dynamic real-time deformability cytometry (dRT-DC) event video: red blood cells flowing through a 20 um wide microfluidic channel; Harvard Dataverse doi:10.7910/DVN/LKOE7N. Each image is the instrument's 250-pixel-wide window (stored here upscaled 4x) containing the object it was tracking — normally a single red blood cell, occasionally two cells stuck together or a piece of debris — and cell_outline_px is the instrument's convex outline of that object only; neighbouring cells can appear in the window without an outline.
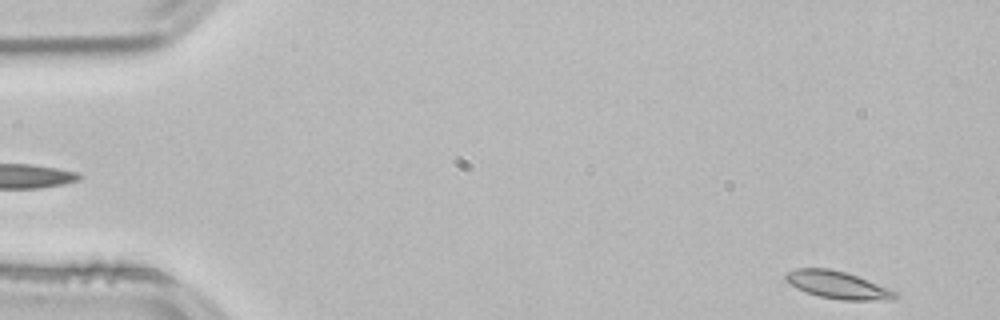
{"species": "common noctule bat (a hibernating species)", "species_latin": "Nyctalus noctula", "temperature_condition": "room temperature", "stored_images_in_passage": 52, "camera_frame_rate_fps": 3000, "um_per_image_px": 0.085, "animal": {"sex": "male", "body_mass_g": 21.5, "forearm_length_mm": 52.0}, "frame": {"image": 1, "passage_image": 2, "time_ms": 0.333, "image_size_px": [1000, 320], "cell_outline_px": [[900, 296], [892, 300], [840, 300], [820, 296], [796, 288], [784, 280], [784, 276], [788, 272], [796, 268], [828, 268], [844, 272], [856, 276], [896, 292]], "centroid_in_image_um": [71.17, 24.22], "position_along_channel_um": 13.8, "area_um2": 17.22}}
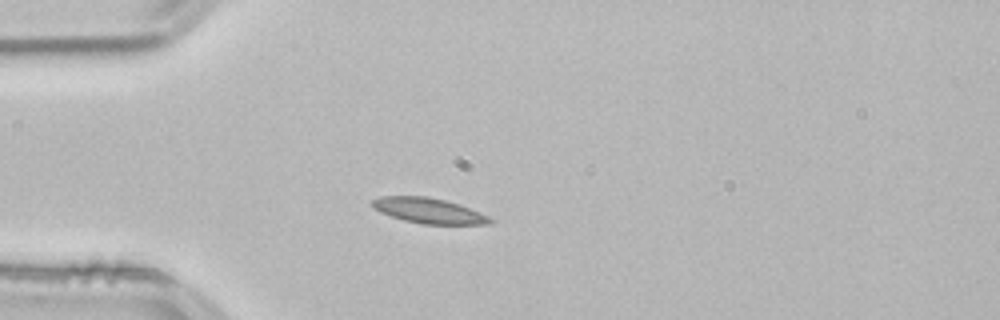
{"frame": {"image": 2, "passage_image": 13, "time_ms": 4.0, "image_size_px": [1000, 320], "cell_outline_px": [[496, 220], [492, 224], [420, 224], [404, 220], [380, 212], [372, 208], [368, 204], [372, 200], [380, 196], [428, 196], [460, 204], [488, 216]], "centroid_in_image_um": [36.42, 17.9], "position_along_channel_um": 48.6, "area_um2": 17.57}, "authors_computed_cell_mechanics": {"area_um2": 17.0799, "velocity_mm_per_s": 3.8014, "shape_relaxation_time_tau1_ms": null, "shape_relaxation_time_tau2_ms": 8.959, "deformation_change_tau1": null, "deformation_change_tau2": 0.1286}}